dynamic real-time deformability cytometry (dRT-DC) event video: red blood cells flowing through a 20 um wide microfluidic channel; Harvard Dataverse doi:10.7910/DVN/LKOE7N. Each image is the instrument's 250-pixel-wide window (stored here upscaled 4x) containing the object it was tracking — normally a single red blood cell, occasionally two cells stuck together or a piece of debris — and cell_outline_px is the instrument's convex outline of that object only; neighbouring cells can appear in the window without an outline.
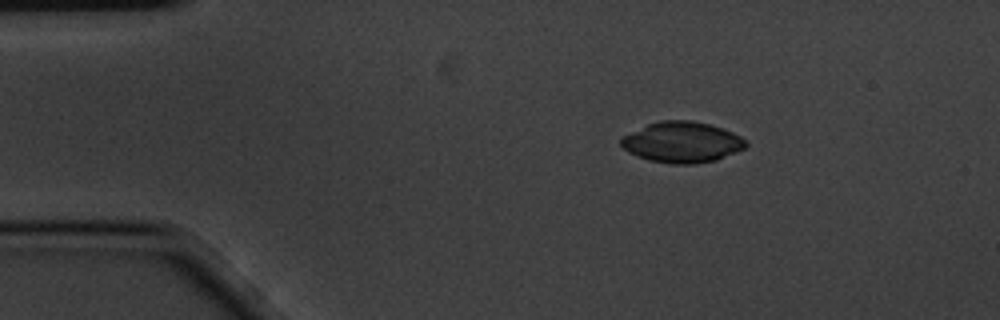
{"species": "common noctule bat (a hibernating species)", "species_latin": "Nyctalus noctula", "temperature_condition": "cold", "stored_images_in_passage": 4, "segment_of_instrument_passage": [1, 2], "camera_frame_rate_fps": 3000, "um_per_image_px": 0.085, "animal": {"sex": "male", "body_mass_g": 20.1, "forearm_length_mm": 53.5}, "frame": {"image": 1, "passage_image": 1, "time_ms": 0.0, "image_size_px": [1000, 320], "cell_outline_px": [[748, 144], [744, 148], [736, 152], [716, 160], [692, 164], [672, 164], [648, 160], [636, 156], [628, 152], [620, 144], [620, 140], [624, 136], [648, 124], [660, 120], [692, 120], [708, 124], [732, 132], [740, 136]], "centroid_in_image_um": [57.96, 12.09], "position_along_channel_um": 27.0, "area_um2": 29.48}}